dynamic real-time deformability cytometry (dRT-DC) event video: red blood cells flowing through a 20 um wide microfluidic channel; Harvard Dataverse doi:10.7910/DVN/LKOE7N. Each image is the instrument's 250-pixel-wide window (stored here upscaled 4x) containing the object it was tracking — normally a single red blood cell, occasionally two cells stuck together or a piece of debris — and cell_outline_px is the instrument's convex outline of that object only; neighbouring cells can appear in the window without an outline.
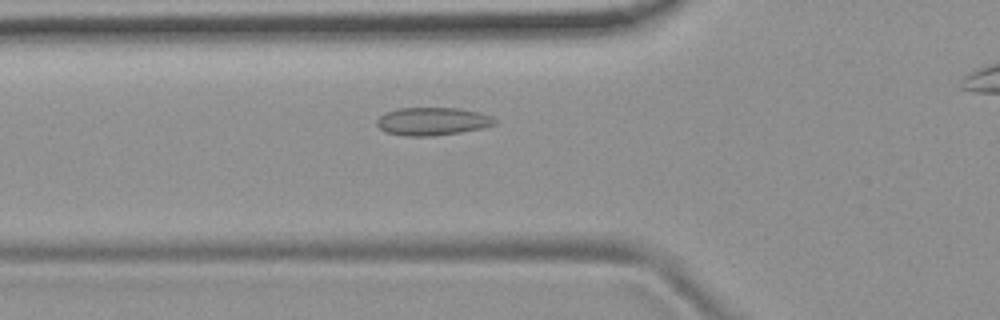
{"species": "common noctule bat (a hibernating species)", "species_latin": "Nyctalus noctula", "temperature_condition": "room temperature", "stored_images_in_passage": 45, "camera_frame_rate_fps": 3000, "um_per_image_px": 0.085, "animal": {"sex": "female", "body_mass_g": 19.9}, "frame": {"image": 1, "passage_image": 16, "time_ms": 5.0, "image_size_px": [1000, 320], "cell_outline_px": [[496, 124], [480, 128], [460, 132], [432, 136], [404, 136], [384, 132], [376, 124], [376, 120], [384, 112], [396, 108], [456, 108], [480, 112], [492, 116], [496, 120]], "centroid_in_image_um": [36.71, 10.31], "position_along_channel_um": 89.1, "area_um2": 19.31}}
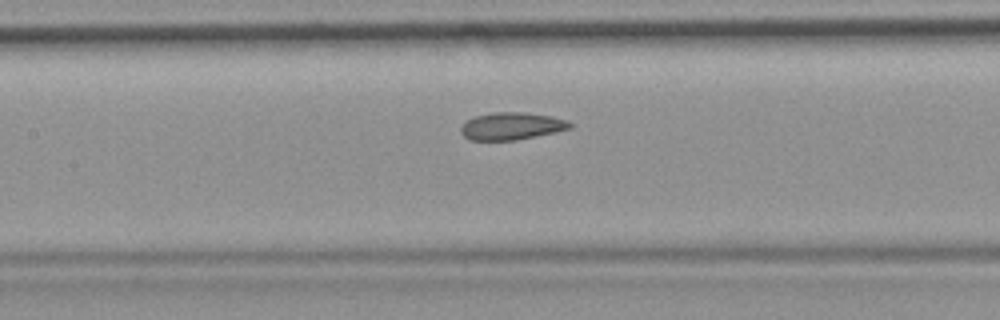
{"frame": {"image": 2, "passage_image": 22, "time_ms": 7.0, "image_size_px": [1000, 320], "cell_outline_px": [[572, 128], [556, 132], [516, 140], [468, 140], [460, 132], [460, 128], [468, 120], [476, 116], [492, 112], [524, 112], [552, 116], [568, 120], [572, 124]], "centroid_in_image_um": [43.51, 10.72], "position_along_channel_um": 163.9, "area_um2": 17.46}}
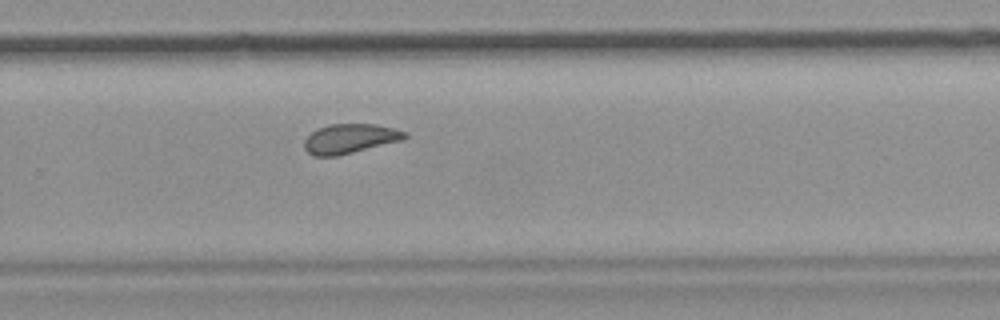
{"frame": {"image": 3, "passage_image": 33, "time_ms": 10.667, "image_size_px": [1000, 320], "cell_outline_px": [[408, 136], [404, 140], [336, 156], [312, 156], [304, 148], [304, 140], [316, 128], [332, 124], [376, 124], [408, 132]], "centroid_in_image_um": [29.75, 11.78], "position_along_channel_um": 300.0, "area_um2": 17.34}, "authors_computed_cell_mechanics": {"area_um2": 17.918, "velocity_mm_per_s": 3.729, "shape_relaxation_time_tau1_ms": null, "shape_relaxation_time_tau2_ms": 1.6114, "deformation_change_tau1": null, "deformation_change_tau2": 0.0751}}